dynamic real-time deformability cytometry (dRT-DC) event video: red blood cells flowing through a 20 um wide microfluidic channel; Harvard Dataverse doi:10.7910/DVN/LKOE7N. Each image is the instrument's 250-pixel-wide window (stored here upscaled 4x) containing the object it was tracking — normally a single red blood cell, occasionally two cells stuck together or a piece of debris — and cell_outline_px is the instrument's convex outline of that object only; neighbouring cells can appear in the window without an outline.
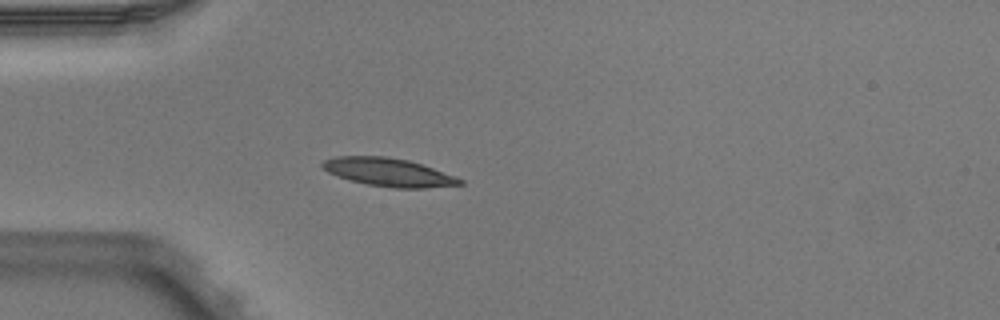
{"species": "Egyptian fruit bat (a non-hibernating species)", "species_latin": "Rousettus aegyptiacus", "temperature_condition": "warm", "stored_images_in_passage": 3, "camera_frame_rate_fps": 3000, "um_per_image_px": 0.085, "animal": {"sex": "male"}, "frame": {"image": 1, "passage_image": 3, "time_ms": 0.667, "image_size_px": [1000, 320], "cell_outline_px": [[464, 184], [424, 188], [396, 188], [368, 184], [348, 180], [336, 176], [328, 172], [320, 164], [324, 160], [336, 156], [384, 156], [408, 160], [456, 176], [464, 180]], "centroid_in_image_um": [33.01, 14.64], "position_along_channel_um": 52.0, "area_um2": 22.48}}